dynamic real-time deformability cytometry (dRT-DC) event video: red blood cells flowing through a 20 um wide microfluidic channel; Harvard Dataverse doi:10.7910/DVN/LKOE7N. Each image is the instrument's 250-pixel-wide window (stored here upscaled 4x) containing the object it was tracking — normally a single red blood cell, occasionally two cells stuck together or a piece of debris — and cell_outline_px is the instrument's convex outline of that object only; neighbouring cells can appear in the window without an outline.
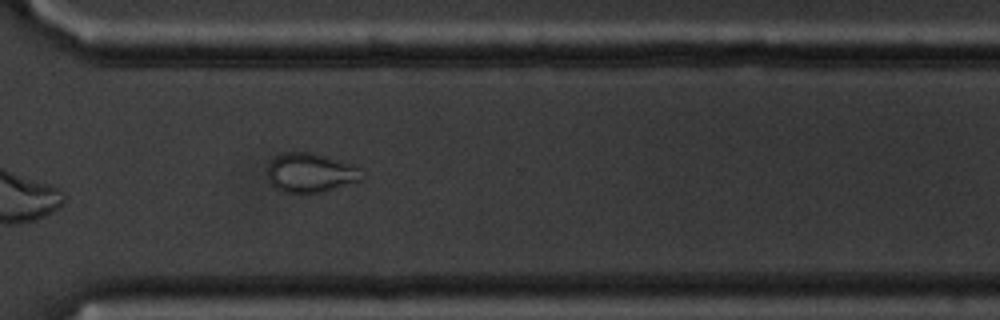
{"species": "common noctule bat (a hibernating species)", "species_latin": "Nyctalus noctula", "temperature_condition": "cold", "stored_images_in_passage": 13, "camera_frame_rate_fps": 3000, "um_per_image_px": 0.085, "animal": {"sex": "male", "body_mass_g": 20.1, "forearm_length_mm": 53.5}, "frame": {"image": 1, "passage_image": 13, "time_ms": 14.667, "image_size_px": [1000, 320], "cell_outline_px": [[364, 180], [320, 192], [284, 192], [276, 188], [268, 180], [268, 164], [276, 156], [288, 152], [312, 152], [352, 164], [360, 168], [364, 176]], "centroid_in_image_um": [26.42, 14.68], "position_along_channel_um": 344.2, "area_um2": 21.5}}